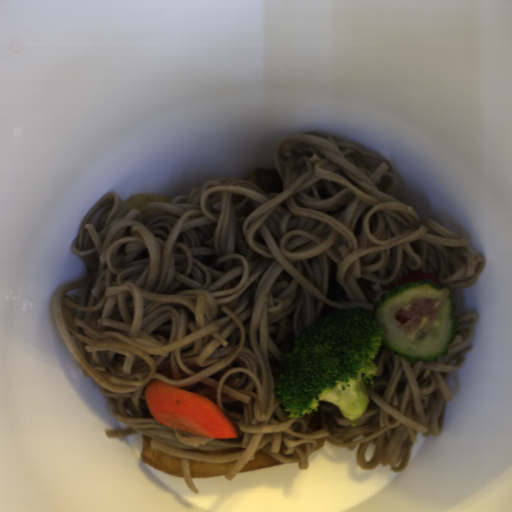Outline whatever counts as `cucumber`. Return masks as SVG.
I'll return each instance as SVG.
<instances>
[{
	"instance_id": "obj_1",
	"label": "cucumber",
	"mask_w": 512,
	"mask_h": 512,
	"mask_svg": "<svg viewBox=\"0 0 512 512\" xmlns=\"http://www.w3.org/2000/svg\"><path fill=\"white\" fill-rule=\"evenodd\" d=\"M455 309L450 285L439 288L431 279L421 278L384 292L373 304L372 318L383 329L382 344L413 365L448 356L459 325ZM400 310L409 319L404 324L395 319Z\"/></svg>"
}]
</instances>
